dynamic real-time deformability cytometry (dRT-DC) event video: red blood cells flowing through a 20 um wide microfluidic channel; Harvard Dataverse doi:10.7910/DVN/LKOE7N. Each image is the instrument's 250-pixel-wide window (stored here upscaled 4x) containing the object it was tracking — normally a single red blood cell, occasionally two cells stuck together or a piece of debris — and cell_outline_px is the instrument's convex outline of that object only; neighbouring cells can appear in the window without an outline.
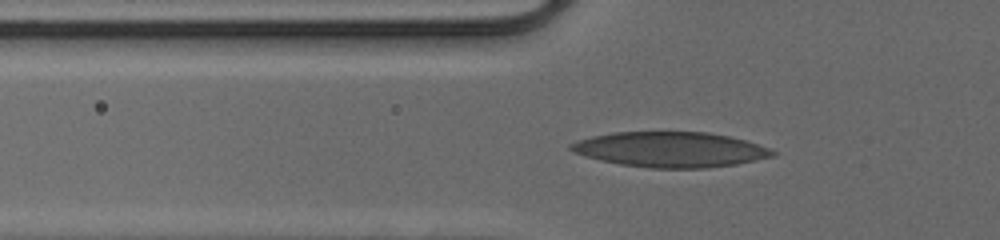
{"species": "human", "species_latin": "Homo sapiens", "temperature_condition": "cold", "stored_images_in_passage": 42, "camera_frame_rate_fps": 3000, "um_per_image_px": 0.085, "donor": {"sex": "male"}, "frame": {"image": 1, "passage_image": 10, "time_ms": 3.0, "image_size_px": [1000, 240], "cell_outline_px": [[780, 152], [776, 156], [736, 164], [708, 168], [648, 168], [620, 164], [600, 160], [572, 152], [568, 148], [568, 144], [592, 136], [612, 132], [708, 132], [728, 136], [744, 140]], "centroid_in_image_um": [56.99, 12.71], "position_along_channel_um": 68.8, "area_um2": 41.5}}
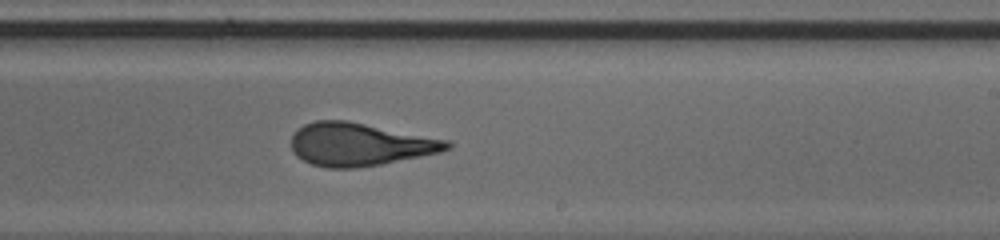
{"frame": {"image": 2, "passage_image": 24, "time_ms": 7.667, "image_size_px": [1000, 240], "cell_outline_px": [[452, 148], [440, 152], [380, 164], [356, 168], [328, 168], [312, 164], [296, 156], [292, 148], [292, 136], [296, 128], [304, 124], [316, 120], [348, 120], [448, 140], [452, 144]], "centroid_in_image_um": [30.55, 12.26], "position_along_channel_um": 258.4, "area_um2": 38.9}}
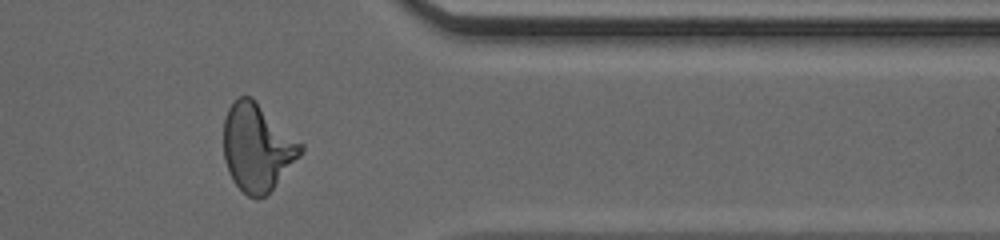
{"frame": {"image": 3, "passage_image": 34, "time_ms": 11.0, "image_size_px": [1000, 240], "cell_outline_px": [[304, 148], [300, 156], [272, 188], [264, 196], [256, 200], [248, 196], [232, 180], [228, 172], [224, 160], [224, 120], [228, 108], [240, 96], [252, 96], [304, 144]], "centroid_in_image_um": [21.87, 12.51], "position_along_channel_um": 389.5, "area_um2": 39.25}}